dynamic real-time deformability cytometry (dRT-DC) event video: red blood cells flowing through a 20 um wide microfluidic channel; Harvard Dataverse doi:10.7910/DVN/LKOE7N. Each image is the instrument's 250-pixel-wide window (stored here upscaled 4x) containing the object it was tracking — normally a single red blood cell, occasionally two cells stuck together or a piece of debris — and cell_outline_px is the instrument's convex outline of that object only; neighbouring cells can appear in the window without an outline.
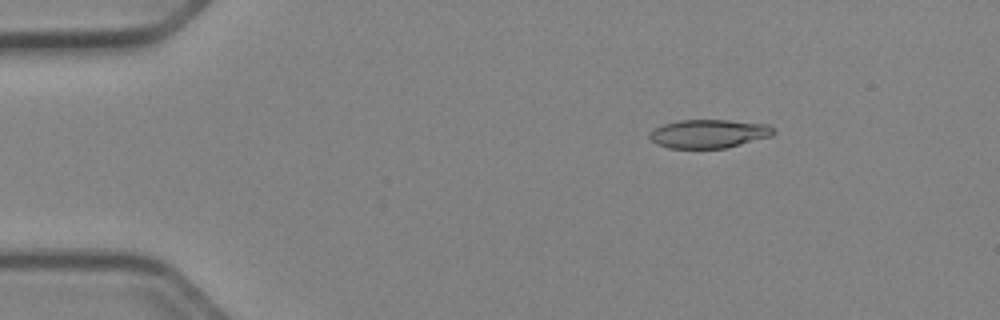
{"species": "Egyptian fruit bat (a non-hibernating species)", "species_latin": "Rousettus aegyptiacus", "temperature_condition": "cold", "stored_images_in_passage": 44, "camera_frame_rate_fps": 3000, "um_per_image_px": 0.085, "animal": {"sex": "female"}, "frame": {"image": 1, "passage_image": 1, "time_ms": 0.0, "image_size_px": [1000, 320], "cell_outline_px": [[776, 132], [772, 136], [724, 148], [668, 148], [656, 144], [648, 136], [656, 128], [664, 124], [680, 120], [728, 120], [768, 124]], "centroid_in_image_um": [60.26, 11.36], "position_along_channel_um": 24.7, "area_um2": 20.46}}
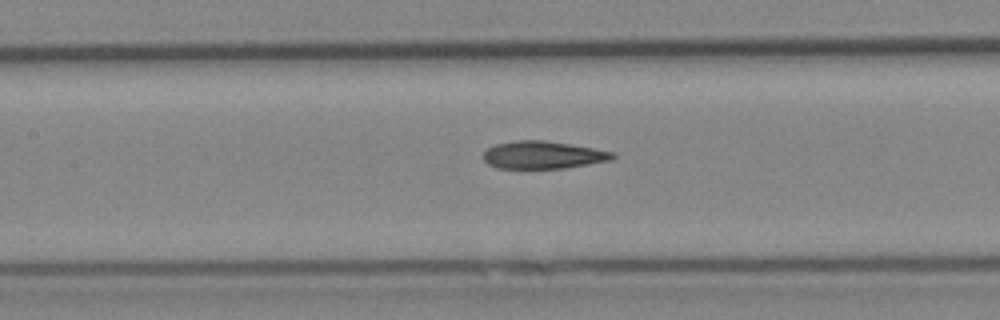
{"frame": {"image": 2, "passage_image": 17, "time_ms": 5.333, "image_size_px": [1000, 320], "cell_outline_px": [[616, 156], [612, 160], [564, 168], [496, 168], [488, 164], [484, 160], [484, 152], [488, 148], [496, 144], [516, 140], [544, 140], [616, 152]], "centroid_in_image_um": [46.16, 13.17], "position_along_channel_um": 161.2, "area_um2": 20.69}}
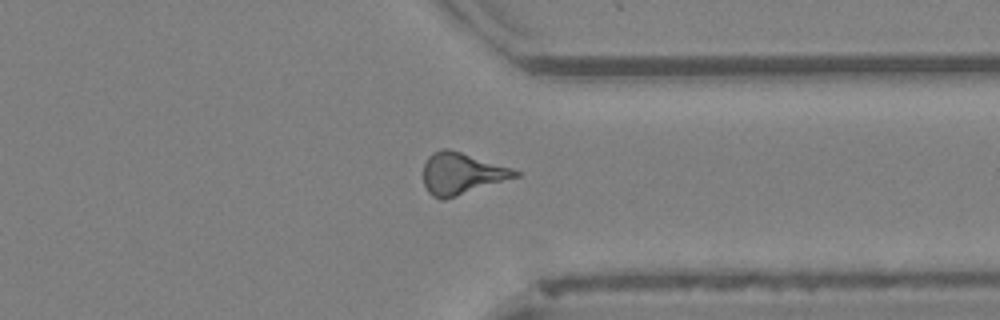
{"frame": {"image": 3, "passage_image": 33, "time_ms": 10.667, "image_size_px": [1000, 320], "cell_outline_px": [[520, 176], [444, 200], [440, 200], [432, 196], [428, 192], [424, 184], [424, 164], [428, 156], [432, 152], [444, 148], [448, 148], [512, 168], [520, 172]], "centroid_in_image_um": [39.22, 14.76], "position_along_channel_um": 372.2, "area_um2": 22.25}, "authors_computed_cell_mechanics": {"area_um2": 21.1837, "velocity_mm_per_s": 3.9822, "shape_relaxation_time_tau1_ms": 7.5769, "shape_relaxation_time_tau2_ms": 3.0534, "deformation_change_tau1": 0.2114, "deformation_change_tau2": 0.1307}}